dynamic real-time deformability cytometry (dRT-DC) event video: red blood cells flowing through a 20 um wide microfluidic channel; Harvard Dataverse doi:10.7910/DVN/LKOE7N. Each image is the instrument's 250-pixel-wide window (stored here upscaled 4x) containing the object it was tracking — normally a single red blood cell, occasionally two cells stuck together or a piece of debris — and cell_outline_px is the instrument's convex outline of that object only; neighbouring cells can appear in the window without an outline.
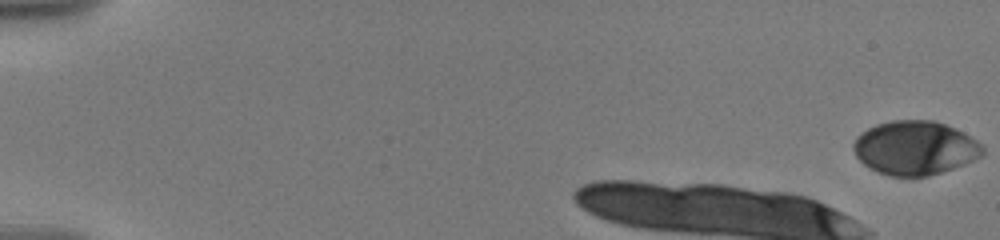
{"species": "human", "species_latin": "Homo sapiens", "temperature_condition": "warm", "stored_images_in_passage": 10, "camera_frame_rate_fps": 3000, "um_per_image_px": 0.085, "donor": {"sex": "male"}, "frame": {"image": 1, "passage_image": 1, "time_ms": 0.0, "image_size_px": [1000, 240], "cell_outline_px": [[984, 152], [980, 156], [964, 164], [928, 176], [888, 176], [876, 172], [868, 168], [856, 156], [852, 148], [852, 144], [856, 136], [860, 132], [876, 124], [892, 120], [932, 120], [944, 124], [976, 140], [984, 148]], "centroid_in_image_um": [77.7, 12.58], "position_along_channel_um": 7.3, "area_um2": 40.46}}